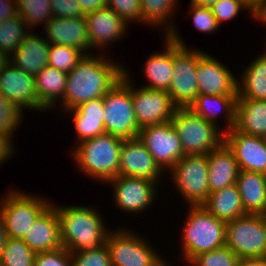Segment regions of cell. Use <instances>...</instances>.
Segmentation results:
<instances>
[{"mask_svg":"<svg viewBox=\"0 0 266 266\" xmlns=\"http://www.w3.org/2000/svg\"><path fill=\"white\" fill-rule=\"evenodd\" d=\"M102 54H87L67 73L64 98L59 102L62 111L76 108L83 102L103 97L124 75V66ZM93 55V56H92Z\"/></svg>","mask_w":266,"mask_h":266,"instance_id":"obj_1","label":"cell"},{"mask_svg":"<svg viewBox=\"0 0 266 266\" xmlns=\"http://www.w3.org/2000/svg\"><path fill=\"white\" fill-rule=\"evenodd\" d=\"M53 205L59 216L63 248L75 253L97 249L105 244L110 229L103 223L105 220L99 211L88 205Z\"/></svg>","mask_w":266,"mask_h":266,"instance_id":"obj_2","label":"cell"},{"mask_svg":"<svg viewBox=\"0 0 266 266\" xmlns=\"http://www.w3.org/2000/svg\"><path fill=\"white\" fill-rule=\"evenodd\" d=\"M122 138L103 134L84 140L72 147L70 152L74 165L80 172L101 183L118 176L119 157L123 143Z\"/></svg>","mask_w":266,"mask_h":266,"instance_id":"obj_3","label":"cell"},{"mask_svg":"<svg viewBox=\"0 0 266 266\" xmlns=\"http://www.w3.org/2000/svg\"><path fill=\"white\" fill-rule=\"evenodd\" d=\"M186 220L182 227L181 253L187 264L203 252L225 246L226 222L209 213L204 207L187 206Z\"/></svg>","mask_w":266,"mask_h":266,"instance_id":"obj_4","label":"cell"},{"mask_svg":"<svg viewBox=\"0 0 266 266\" xmlns=\"http://www.w3.org/2000/svg\"><path fill=\"white\" fill-rule=\"evenodd\" d=\"M103 107L106 134L124 140L138 137L140 128L131 97V75L126 67L119 83L103 96Z\"/></svg>","mask_w":266,"mask_h":266,"instance_id":"obj_5","label":"cell"},{"mask_svg":"<svg viewBox=\"0 0 266 266\" xmlns=\"http://www.w3.org/2000/svg\"><path fill=\"white\" fill-rule=\"evenodd\" d=\"M171 122L185 156L207 155L224 142L222 128L198 116L189 107L176 108Z\"/></svg>","mask_w":266,"mask_h":266,"instance_id":"obj_6","label":"cell"},{"mask_svg":"<svg viewBox=\"0 0 266 266\" xmlns=\"http://www.w3.org/2000/svg\"><path fill=\"white\" fill-rule=\"evenodd\" d=\"M179 34L176 26L168 35L173 41L174 74L167 93L177 108H188L198 95L197 49L187 47Z\"/></svg>","mask_w":266,"mask_h":266,"instance_id":"obj_7","label":"cell"},{"mask_svg":"<svg viewBox=\"0 0 266 266\" xmlns=\"http://www.w3.org/2000/svg\"><path fill=\"white\" fill-rule=\"evenodd\" d=\"M0 200L6 237L22 239L36 218L52 203L49 199L19 189L7 190Z\"/></svg>","mask_w":266,"mask_h":266,"instance_id":"obj_8","label":"cell"},{"mask_svg":"<svg viewBox=\"0 0 266 266\" xmlns=\"http://www.w3.org/2000/svg\"><path fill=\"white\" fill-rule=\"evenodd\" d=\"M168 172L173 187L188 206H200L208 199L207 155L184 156Z\"/></svg>","mask_w":266,"mask_h":266,"instance_id":"obj_9","label":"cell"},{"mask_svg":"<svg viewBox=\"0 0 266 266\" xmlns=\"http://www.w3.org/2000/svg\"><path fill=\"white\" fill-rule=\"evenodd\" d=\"M120 227L110 230L106 237L112 266H153L162 256L149 241L133 230ZM130 230V231H129ZM134 233V234H133Z\"/></svg>","mask_w":266,"mask_h":266,"instance_id":"obj_10","label":"cell"},{"mask_svg":"<svg viewBox=\"0 0 266 266\" xmlns=\"http://www.w3.org/2000/svg\"><path fill=\"white\" fill-rule=\"evenodd\" d=\"M239 258L266 256V227L261 214L226 222V243Z\"/></svg>","mask_w":266,"mask_h":266,"instance_id":"obj_11","label":"cell"},{"mask_svg":"<svg viewBox=\"0 0 266 266\" xmlns=\"http://www.w3.org/2000/svg\"><path fill=\"white\" fill-rule=\"evenodd\" d=\"M138 138L165 173L185 156L177 130L172 122L142 127Z\"/></svg>","mask_w":266,"mask_h":266,"instance_id":"obj_12","label":"cell"},{"mask_svg":"<svg viewBox=\"0 0 266 266\" xmlns=\"http://www.w3.org/2000/svg\"><path fill=\"white\" fill-rule=\"evenodd\" d=\"M114 189L113 202L121 211L137 214L152 208L156 201L157 183L142 177L116 176L109 180Z\"/></svg>","mask_w":266,"mask_h":266,"instance_id":"obj_13","label":"cell"},{"mask_svg":"<svg viewBox=\"0 0 266 266\" xmlns=\"http://www.w3.org/2000/svg\"><path fill=\"white\" fill-rule=\"evenodd\" d=\"M131 80V97L139 128L171 122L176 106L167 91L135 87Z\"/></svg>","mask_w":266,"mask_h":266,"instance_id":"obj_14","label":"cell"},{"mask_svg":"<svg viewBox=\"0 0 266 266\" xmlns=\"http://www.w3.org/2000/svg\"><path fill=\"white\" fill-rule=\"evenodd\" d=\"M0 93L21 110L45 111L36 90L35 76L7 61L0 70Z\"/></svg>","mask_w":266,"mask_h":266,"instance_id":"obj_15","label":"cell"},{"mask_svg":"<svg viewBox=\"0 0 266 266\" xmlns=\"http://www.w3.org/2000/svg\"><path fill=\"white\" fill-rule=\"evenodd\" d=\"M215 57L197 49L198 95H237L238 78Z\"/></svg>","mask_w":266,"mask_h":266,"instance_id":"obj_16","label":"cell"},{"mask_svg":"<svg viewBox=\"0 0 266 266\" xmlns=\"http://www.w3.org/2000/svg\"><path fill=\"white\" fill-rule=\"evenodd\" d=\"M162 174L166 175L138 137L123 140L118 176L142 177L159 184Z\"/></svg>","mask_w":266,"mask_h":266,"instance_id":"obj_17","label":"cell"},{"mask_svg":"<svg viewBox=\"0 0 266 266\" xmlns=\"http://www.w3.org/2000/svg\"><path fill=\"white\" fill-rule=\"evenodd\" d=\"M224 142L233 151L240 170L266 174V138L248 135L233 127L224 133Z\"/></svg>","mask_w":266,"mask_h":266,"instance_id":"obj_18","label":"cell"},{"mask_svg":"<svg viewBox=\"0 0 266 266\" xmlns=\"http://www.w3.org/2000/svg\"><path fill=\"white\" fill-rule=\"evenodd\" d=\"M85 20L92 49L98 51H104L116 40L121 41L129 26L124 19L107 6L86 14Z\"/></svg>","mask_w":266,"mask_h":266,"instance_id":"obj_19","label":"cell"},{"mask_svg":"<svg viewBox=\"0 0 266 266\" xmlns=\"http://www.w3.org/2000/svg\"><path fill=\"white\" fill-rule=\"evenodd\" d=\"M45 29L44 37L50 44L65 45L81 50L85 55L91 53L92 46L85 16L82 17H52L47 24L41 28ZM91 50V51H90Z\"/></svg>","mask_w":266,"mask_h":266,"instance_id":"obj_20","label":"cell"},{"mask_svg":"<svg viewBox=\"0 0 266 266\" xmlns=\"http://www.w3.org/2000/svg\"><path fill=\"white\" fill-rule=\"evenodd\" d=\"M22 240L35 253L62 248L59 216L52 203L36 218Z\"/></svg>","mask_w":266,"mask_h":266,"instance_id":"obj_21","label":"cell"},{"mask_svg":"<svg viewBox=\"0 0 266 266\" xmlns=\"http://www.w3.org/2000/svg\"><path fill=\"white\" fill-rule=\"evenodd\" d=\"M208 187L210 193L236 183L240 168L233 151L223 142L207 154Z\"/></svg>","mask_w":266,"mask_h":266,"instance_id":"obj_22","label":"cell"},{"mask_svg":"<svg viewBox=\"0 0 266 266\" xmlns=\"http://www.w3.org/2000/svg\"><path fill=\"white\" fill-rule=\"evenodd\" d=\"M49 47L50 43L46 38L30 31L8 61L27 74L36 76L48 65Z\"/></svg>","mask_w":266,"mask_h":266,"instance_id":"obj_23","label":"cell"},{"mask_svg":"<svg viewBox=\"0 0 266 266\" xmlns=\"http://www.w3.org/2000/svg\"><path fill=\"white\" fill-rule=\"evenodd\" d=\"M237 95H197L195 101L189 108L198 116L206 121L221 127L218 123L220 112L224 114V126L222 131L225 133L235 125Z\"/></svg>","mask_w":266,"mask_h":266,"instance_id":"obj_24","label":"cell"},{"mask_svg":"<svg viewBox=\"0 0 266 266\" xmlns=\"http://www.w3.org/2000/svg\"><path fill=\"white\" fill-rule=\"evenodd\" d=\"M165 44L161 51H155L145 62L144 76L148 84L142 87L156 90L168 91L171 83L173 72V41L168 36H163Z\"/></svg>","mask_w":266,"mask_h":266,"instance_id":"obj_25","label":"cell"},{"mask_svg":"<svg viewBox=\"0 0 266 266\" xmlns=\"http://www.w3.org/2000/svg\"><path fill=\"white\" fill-rule=\"evenodd\" d=\"M234 128L248 135L266 138V100L237 98Z\"/></svg>","mask_w":266,"mask_h":266,"instance_id":"obj_26","label":"cell"},{"mask_svg":"<svg viewBox=\"0 0 266 266\" xmlns=\"http://www.w3.org/2000/svg\"><path fill=\"white\" fill-rule=\"evenodd\" d=\"M236 184L247 214L266 211V174L240 170Z\"/></svg>","mask_w":266,"mask_h":266,"instance_id":"obj_27","label":"cell"},{"mask_svg":"<svg viewBox=\"0 0 266 266\" xmlns=\"http://www.w3.org/2000/svg\"><path fill=\"white\" fill-rule=\"evenodd\" d=\"M209 213L225 222L242 217L247 213L242 205L237 184L212 192L201 205Z\"/></svg>","mask_w":266,"mask_h":266,"instance_id":"obj_28","label":"cell"},{"mask_svg":"<svg viewBox=\"0 0 266 266\" xmlns=\"http://www.w3.org/2000/svg\"><path fill=\"white\" fill-rule=\"evenodd\" d=\"M251 60L237 79V98L266 100V50Z\"/></svg>","mask_w":266,"mask_h":266,"instance_id":"obj_29","label":"cell"},{"mask_svg":"<svg viewBox=\"0 0 266 266\" xmlns=\"http://www.w3.org/2000/svg\"><path fill=\"white\" fill-rule=\"evenodd\" d=\"M35 83L41 104L51 111L64 98L67 73L47 65L35 76Z\"/></svg>","mask_w":266,"mask_h":266,"instance_id":"obj_30","label":"cell"},{"mask_svg":"<svg viewBox=\"0 0 266 266\" xmlns=\"http://www.w3.org/2000/svg\"><path fill=\"white\" fill-rule=\"evenodd\" d=\"M142 9V23L165 30L168 36L176 27L172 17L178 6V0H140ZM172 16V17H171ZM172 20V21H171ZM173 22V23H172ZM161 25L163 28H161Z\"/></svg>","mask_w":266,"mask_h":266,"instance_id":"obj_31","label":"cell"},{"mask_svg":"<svg viewBox=\"0 0 266 266\" xmlns=\"http://www.w3.org/2000/svg\"><path fill=\"white\" fill-rule=\"evenodd\" d=\"M31 31L17 15L0 23V52L9 58Z\"/></svg>","mask_w":266,"mask_h":266,"instance_id":"obj_32","label":"cell"},{"mask_svg":"<svg viewBox=\"0 0 266 266\" xmlns=\"http://www.w3.org/2000/svg\"><path fill=\"white\" fill-rule=\"evenodd\" d=\"M18 15L30 27H43L53 17L50 0H17Z\"/></svg>","mask_w":266,"mask_h":266,"instance_id":"obj_33","label":"cell"},{"mask_svg":"<svg viewBox=\"0 0 266 266\" xmlns=\"http://www.w3.org/2000/svg\"><path fill=\"white\" fill-rule=\"evenodd\" d=\"M36 253L22 239L7 237L2 249L0 266H34Z\"/></svg>","mask_w":266,"mask_h":266,"instance_id":"obj_34","label":"cell"},{"mask_svg":"<svg viewBox=\"0 0 266 266\" xmlns=\"http://www.w3.org/2000/svg\"><path fill=\"white\" fill-rule=\"evenodd\" d=\"M48 55L49 66L68 73L77 66L85 54L74 47L50 44Z\"/></svg>","mask_w":266,"mask_h":266,"instance_id":"obj_35","label":"cell"},{"mask_svg":"<svg viewBox=\"0 0 266 266\" xmlns=\"http://www.w3.org/2000/svg\"><path fill=\"white\" fill-rule=\"evenodd\" d=\"M23 112L16 104L11 103L0 93V133L12 140V137H15L13 132L15 133L24 121Z\"/></svg>","mask_w":266,"mask_h":266,"instance_id":"obj_36","label":"cell"},{"mask_svg":"<svg viewBox=\"0 0 266 266\" xmlns=\"http://www.w3.org/2000/svg\"><path fill=\"white\" fill-rule=\"evenodd\" d=\"M239 257L226 245L192 258L190 266H236Z\"/></svg>","mask_w":266,"mask_h":266,"instance_id":"obj_37","label":"cell"},{"mask_svg":"<svg viewBox=\"0 0 266 266\" xmlns=\"http://www.w3.org/2000/svg\"><path fill=\"white\" fill-rule=\"evenodd\" d=\"M211 11L219 26L224 21H232L241 11H247L253 16V9L245 0H218L211 7Z\"/></svg>","mask_w":266,"mask_h":266,"instance_id":"obj_38","label":"cell"},{"mask_svg":"<svg viewBox=\"0 0 266 266\" xmlns=\"http://www.w3.org/2000/svg\"><path fill=\"white\" fill-rule=\"evenodd\" d=\"M71 261L72 266H112L106 243L97 249L71 253Z\"/></svg>","mask_w":266,"mask_h":266,"instance_id":"obj_39","label":"cell"},{"mask_svg":"<svg viewBox=\"0 0 266 266\" xmlns=\"http://www.w3.org/2000/svg\"><path fill=\"white\" fill-rule=\"evenodd\" d=\"M188 8V15H190L193 26L198 31L213 34V32L217 31L220 28L210 8L195 5L191 1Z\"/></svg>","mask_w":266,"mask_h":266,"instance_id":"obj_40","label":"cell"},{"mask_svg":"<svg viewBox=\"0 0 266 266\" xmlns=\"http://www.w3.org/2000/svg\"><path fill=\"white\" fill-rule=\"evenodd\" d=\"M107 7L129 23H142L140 0H107ZM132 21V22H131Z\"/></svg>","mask_w":266,"mask_h":266,"instance_id":"obj_41","label":"cell"},{"mask_svg":"<svg viewBox=\"0 0 266 266\" xmlns=\"http://www.w3.org/2000/svg\"><path fill=\"white\" fill-rule=\"evenodd\" d=\"M64 111L72 114L73 119H92L104 122L103 97L88 100L76 108Z\"/></svg>","mask_w":266,"mask_h":266,"instance_id":"obj_42","label":"cell"},{"mask_svg":"<svg viewBox=\"0 0 266 266\" xmlns=\"http://www.w3.org/2000/svg\"><path fill=\"white\" fill-rule=\"evenodd\" d=\"M77 137L76 144L106 133L104 122L92 119H72Z\"/></svg>","mask_w":266,"mask_h":266,"instance_id":"obj_43","label":"cell"},{"mask_svg":"<svg viewBox=\"0 0 266 266\" xmlns=\"http://www.w3.org/2000/svg\"><path fill=\"white\" fill-rule=\"evenodd\" d=\"M34 266H72L71 253L63 247L58 250L36 253Z\"/></svg>","mask_w":266,"mask_h":266,"instance_id":"obj_44","label":"cell"},{"mask_svg":"<svg viewBox=\"0 0 266 266\" xmlns=\"http://www.w3.org/2000/svg\"><path fill=\"white\" fill-rule=\"evenodd\" d=\"M53 17L69 18L85 16L77 0H50Z\"/></svg>","mask_w":266,"mask_h":266,"instance_id":"obj_45","label":"cell"},{"mask_svg":"<svg viewBox=\"0 0 266 266\" xmlns=\"http://www.w3.org/2000/svg\"><path fill=\"white\" fill-rule=\"evenodd\" d=\"M15 149L12 140L0 133V166H3L6 160L16 154Z\"/></svg>","mask_w":266,"mask_h":266,"instance_id":"obj_46","label":"cell"},{"mask_svg":"<svg viewBox=\"0 0 266 266\" xmlns=\"http://www.w3.org/2000/svg\"><path fill=\"white\" fill-rule=\"evenodd\" d=\"M17 15V0H0V23Z\"/></svg>","mask_w":266,"mask_h":266,"instance_id":"obj_47","label":"cell"},{"mask_svg":"<svg viewBox=\"0 0 266 266\" xmlns=\"http://www.w3.org/2000/svg\"><path fill=\"white\" fill-rule=\"evenodd\" d=\"M84 15L107 6V0H77Z\"/></svg>","mask_w":266,"mask_h":266,"instance_id":"obj_48","label":"cell"},{"mask_svg":"<svg viewBox=\"0 0 266 266\" xmlns=\"http://www.w3.org/2000/svg\"><path fill=\"white\" fill-rule=\"evenodd\" d=\"M236 266H266V256L239 258Z\"/></svg>","mask_w":266,"mask_h":266,"instance_id":"obj_49","label":"cell"},{"mask_svg":"<svg viewBox=\"0 0 266 266\" xmlns=\"http://www.w3.org/2000/svg\"><path fill=\"white\" fill-rule=\"evenodd\" d=\"M253 18L255 21L262 22L263 24H266V0L259 3L254 9H253Z\"/></svg>","mask_w":266,"mask_h":266,"instance_id":"obj_50","label":"cell"},{"mask_svg":"<svg viewBox=\"0 0 266 266\" xmlns=\"http://www.w3.org/2000/svg\"><path fill=\"white\" fill-rule=\"evenodd\" d=\"M6 232L4 229V223H3V217L0 213V258H1V254H2V249L4 247V243L6 240Z\"/></svg>","mask_w":266,"mask_h":266,"instance_id":"obj_51","label":"cell"},{"mask_svg":"<svg viewBox=\"0 0 266 266\" xmlns=\"http://www.w3.org/2000/svg\"><path fill=\"white\" fill-rule=\"evenodd\" d=\"M193 4L205 7V8H210L218 1V0H190Z\"/></svg>","mask_w":266,"mask_h":266,"instance_id":"obj_52","label":"cell"},{"mask_svg":"<svg viewBox=\"0 0 266 266\" xmlns=\"http://www.w3.org/2000/svg\"><path fill=\"white\" fill-rule=\"evenodd\" d=\"M254 9L259 3L264 0H245Z\"/></svg>","mask_w":266,"mask_h":266,"instance_id":"obj_53","label":"cell"},{"mask_svg":"<svg viewBox=\"0 0 266 266\" xmlns=\"http://www.w3.org/2000/svg\"><path fill=\"white\" fill-rule=\"evenodd\" d=\"M153 266H171L167 260L165 261V258H161L155 265Z\"/></svg>","mask_w":266,"mask_h":266,"instance_id":"obj_54","label":"cell"},{"mask_svg":"<svg viewBox=\"0 0 266 266\" xmlns=\"http://www.w3.org/2000/svg\"><path fill=\"white\" fill-rule=\"evenodd\" d=\"M7 61L8 58L0 52V70Z\"/></svg>","mask_w":266,"mask_h":266,"instance_id":"obj_55","label":"cell"},{"mask_svg":"<svg viewBox=\"0 0 266 266\" xmlns=\"http://www.w3.org/2000/svg\"><path fill=\"white\" fill-rule=\"evenodd\" d=\"M262 219L264 221L265 227H266V211L261 214Z\"/></svg>","mask_w":266,"mask_h":266,"instance_id":"obj_56","label":"cell"}]
</instances>
